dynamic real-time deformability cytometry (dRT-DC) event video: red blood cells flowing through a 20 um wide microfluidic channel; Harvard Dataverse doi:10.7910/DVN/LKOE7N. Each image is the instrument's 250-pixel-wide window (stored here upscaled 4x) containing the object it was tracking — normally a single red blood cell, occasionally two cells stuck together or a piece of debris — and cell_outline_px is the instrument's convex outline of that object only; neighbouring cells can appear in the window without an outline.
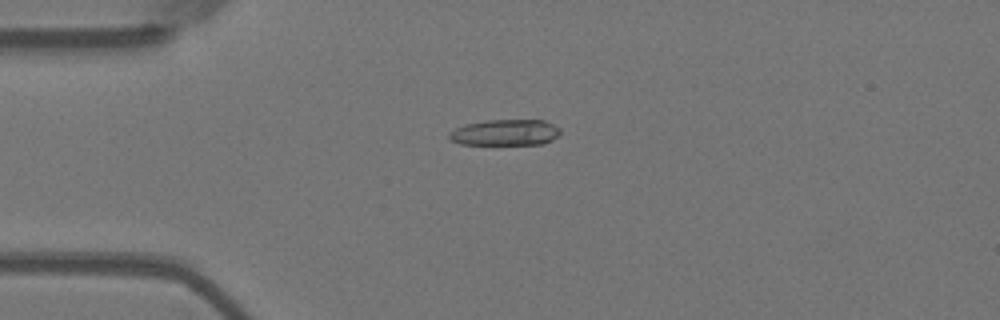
{"species": "Egyptian fruit bat (a non-hibernating species)", "species_latin": "Rousettus aegyptiacus", "temperature_condition": "warm", "stored_images_in_passage": 55, "camera_frame_rate_fps": 3000, "um_per_image_px": 0.085, "animal": {"sex": "female"}, "frame": {"image": 1, "passage_image": 13, "time_ms": 4.0, "image_size_px": [1000, 320], "cell_outline_px": [[560, 132], [552, 140], [544, 144], [460, 144], [448, 140], [448, 132], [464, 124], [484, 120], [544, 120], [560, 128]], "centroid_in_image_um": [42.9, 11.26], "position_along_channel_um": 42.1, "area_um2": 16.99}}
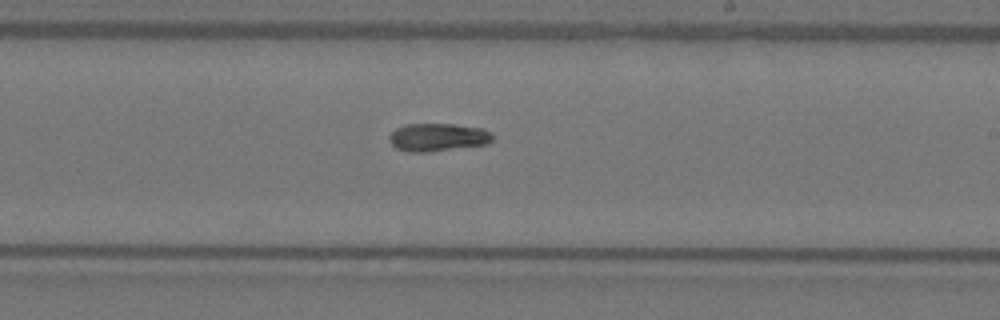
{"frame": {"image": 2, "passage_image": 32, "time_ms": 10.333, "image_size_px": [1000, 320], "cell_outline_px": [[492, 140], [488, 144], [428, 152], [408, 152], [396, 148], [388, 140], [388, 136], [396, 128], [404, 124], [452, 124], [484, 128], [492, 132]], "centroid_in_image_um": [37.21, 11.66], "position_along_channel_um": 251.8, "area_um2": 16.99}}
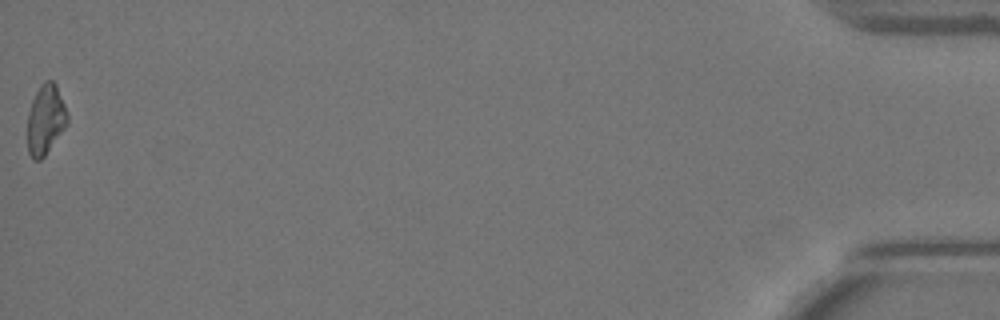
{"frame": {"image": 3, "passage_image": 55, "time_ms": 18.0, "image_size_px": [1000, 320], "cell_outline_px": [[68, 124], [44, 156], [40, 160], [32, 160], [28, 152], [28, 112], [32, 100], [40, 84], [44, 80], [52, 80], [56, 84], [68, 112]], "centroid_in_image_um": [3.88, 10.15], "position_along_channel_um": 431.3, "area_um2": 16.36}, "authors_computed_cell_mechanics": {"area_um2": 16.9354, "velocity_mm_per_s": 3.6485, "shape_relaxation_time_tau1_ms": 6.715, "shape_relaxation_time_tau2_ms": null, "deformation_change_tau1": 0.226, "deformation_change_tau2": null}}